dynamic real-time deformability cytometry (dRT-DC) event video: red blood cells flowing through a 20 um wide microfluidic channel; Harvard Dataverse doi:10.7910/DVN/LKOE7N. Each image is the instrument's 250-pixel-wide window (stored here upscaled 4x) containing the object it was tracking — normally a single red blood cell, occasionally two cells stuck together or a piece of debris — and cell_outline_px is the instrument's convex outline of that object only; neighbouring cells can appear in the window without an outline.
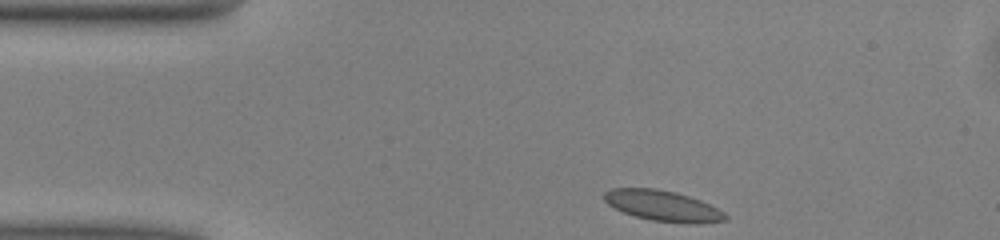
{"species": "common noctule bat (a hibernating species)", "species_latin": "Nyctalus noctula", "temperature_condition": "warm", "stored_images_in_passage": 42, "camera_frame_rate_fps": 3000, "um_per_image_px": 0.085, "animal": {"sex": "male", "body_mass_g": 13.0, "forearm_length_mm": 53.1}, "frame": {"image": 1, "passage_image": 1, "time_ms": 0.0, "image_size_px": [1000, 240], "cell_outline_px": [[728, 220], [700, 224], [692, 224], [652, 220], [636, 216], [624, 212], [608, 204], [604, 200], [604, 192], [612, 188], [656, 188], [676, 192], [700, 200], [724, 212], [728, 216]], "centroid_in_image_um": [56.37, 17.49], "position_along_channel_um": 28.6, "area_um2": 21.56}}
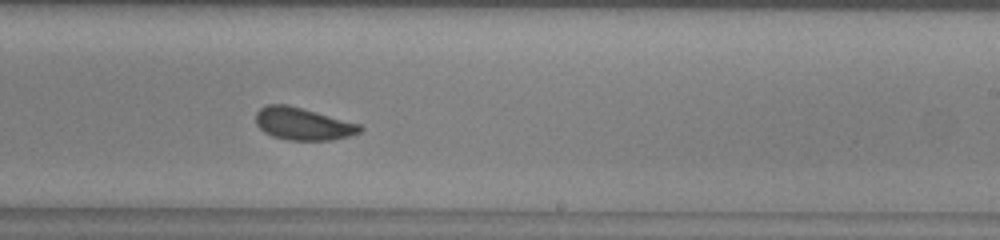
{"frame": {"image": 2, "passage_image": 22, "time_ms": 7.0, "image_size_px": [1000, 240], "cell_outline_px": [[364, 128], [360, 132], [348, 136], [332, 140], [288, 140], [272, 136], [264, 132], [256, 124], [256, 112], [260, 108], [268, 104], [288, 104], [360, 124]], "centroid_in_image_um": [25.73, 10.52], "position_along_channel_um": 263.3, "area_um2": 19.65}}
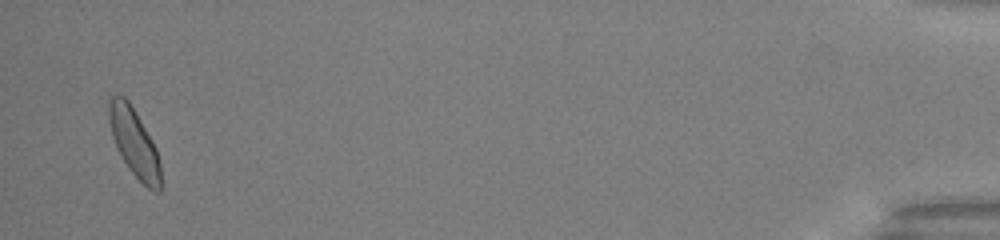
{"frame": {"image": 3, "passage_image": 41, "time_ms": 13.333, "image_size_px": [1000, 240], "cell_outline_px": [[160, 192], [156, 192], [148, 188], [132, 172], [120, 156], [116, 148], [112, 136], [108, 116], [108, 96], [124, 96], [128, 100], [152, 140], [156, 148], [160, 164]], "centroid_in_image_um": [11.38, 12.1], "position_along_channel_um": 423.8, "area_um2": 20.29}, "authors_computed_cell_mechanics": {"area_um2": 20.0855, "velocity_mm_per_s": 4.0413, "shape_relaxation_time_tau1_ms": 3.7694, "shape_relaxation_time_tau2_ms": null, "deformation_change_tau1": 0.0981, "deformation_change_tau2": null}}